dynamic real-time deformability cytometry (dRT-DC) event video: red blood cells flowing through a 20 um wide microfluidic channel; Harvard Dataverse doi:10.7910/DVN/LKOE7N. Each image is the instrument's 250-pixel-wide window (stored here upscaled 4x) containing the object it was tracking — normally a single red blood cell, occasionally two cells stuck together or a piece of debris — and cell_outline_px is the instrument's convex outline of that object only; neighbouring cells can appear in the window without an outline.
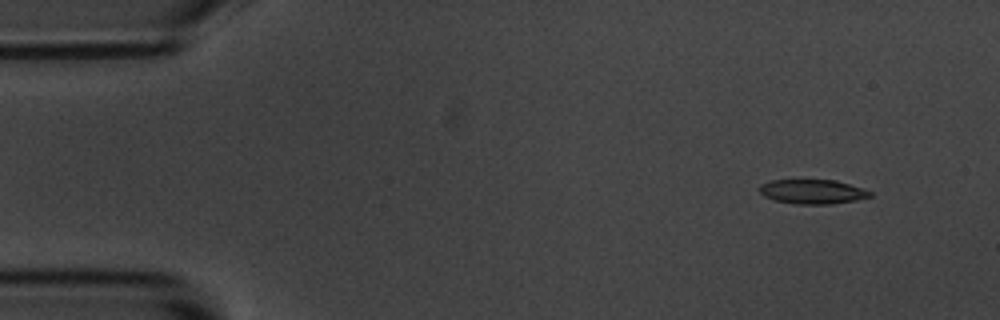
{"species": "common noctule bat (a hibernating species)", "species_latin": "Nyctalus noctula", "temperature_condition": "room temperature", "stored_images_in_passage": 5, "segment_of_instrument_passage": [1, 2], "camera_frame_rate_fps": 3000, "um_per_image_px": 0.085, "animal": {"sex": "male", "body_mass_g": 20.1, "forearm_length_mm": 53.5}, "frame": {"image": 1, "passage_image": 1, "time_ms": 0.0, "image_size_px": [1000, 320], "cell_outline_px": [[872, 196], [856, 200], [832, 204], [796, 204], [776, 200], [764, 196], [760, 192], [760, 184], [772, 180], [836, 180], [872, 192]], "centroid_in_image_um": [69.06, 16.29], "position_along_channel_um": 15.9, "area_um2": 15.55}}